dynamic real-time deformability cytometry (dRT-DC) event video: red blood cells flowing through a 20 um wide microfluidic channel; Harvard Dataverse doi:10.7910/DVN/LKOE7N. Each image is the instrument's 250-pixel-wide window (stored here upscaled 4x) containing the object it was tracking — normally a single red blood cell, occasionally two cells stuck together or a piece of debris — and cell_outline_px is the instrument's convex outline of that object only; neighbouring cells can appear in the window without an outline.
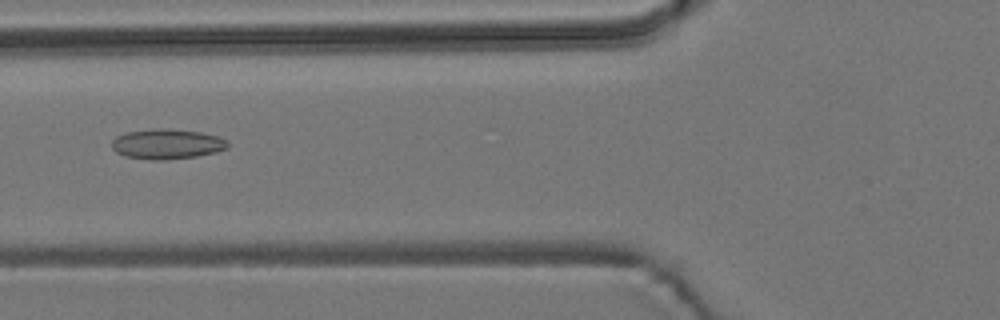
{"species": "common noctule bat (a hibernating species)", "species_latin": "Nyctalus noctula", "temperature_condition": "room temperature", "stored_images_in_passage": 2, "camera_frame_rate_fps": 3000, "um_per_image_px": 0.085, "animal": {"sex": "male", "body_mass_g": 19.2, "forearm_length_mm": 51.8}, "frame": {"image": 1, "passage_image": 2, "time_ms": 1.0, "image_size_px": [1000, 320], "cell_outline_px": [[228, 148], [216, 152], [196, 156], [164, 160], [152, 160], [124, 156], [116, 152], [112, 148], [112, 140], [116, 136], [124, 132], [152, 128], [168, 128], [200, 132], [220, 136], [228, 140]], "centroid_in_image_um": [14.19, 12.23], "position_along_channel_um": 111.6, "area_um2": 20.63}}